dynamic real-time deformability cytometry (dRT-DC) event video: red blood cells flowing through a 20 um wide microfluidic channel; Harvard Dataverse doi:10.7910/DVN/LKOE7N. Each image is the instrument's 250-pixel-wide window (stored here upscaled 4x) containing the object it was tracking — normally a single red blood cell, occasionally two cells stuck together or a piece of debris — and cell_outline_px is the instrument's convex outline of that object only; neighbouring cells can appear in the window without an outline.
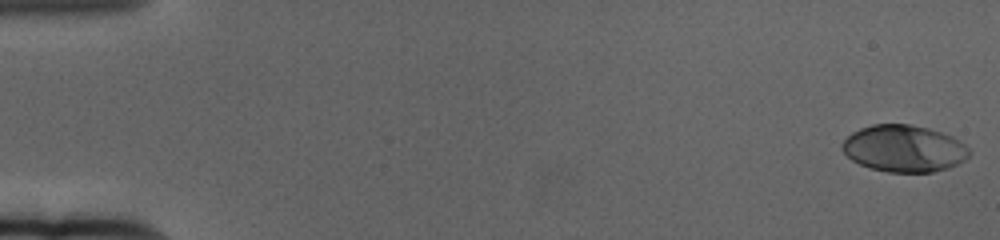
{"species": "human", "species_latin": "Homo sapiens", "temperature_condition": "cold", "stored_images_in_passage": 61, "camera_frame_rate_fps": 3000, "um_per_image_px": 0.085, "donor": {"sex": "female"}, "frame": {"image": 1, "passage_image": 1, "time_ms": 0.0, "image_size_px": [1000, 240], "cell_outline_px": [[972, 152], [964, 160], [948, 168], [932, 172], [888, 172], [872, 168], [860, 164], [852, 160], [840, 148], [840, 144], [852, 132], [860, 128], [872, 124], [908, 124], [928, 128], [952, 136], [964, 144]], "centroid_in_image_um": [76.82, 12.62], "position_along_channel_um": 8.2, "area_um2": 34.62}}
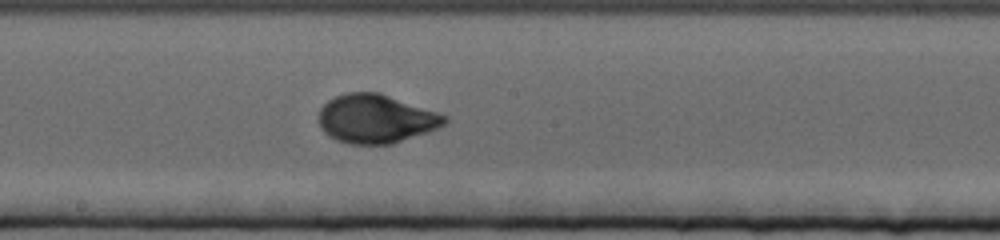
{"frame": {"image": 2, "passage_image": 34, "time_ms": 11.0, "image_size_px": [1000, 240], "cell_outline_px": [[448, 120], [444, 124], [428, 132], [392, 144], [348, 144], [336, 140], [328, 136], [320, 128], [320, 108], [328, 100], [336, 96], [348, 92], [380, 92], [448, 116]], "centroid_in_image_um": [31.94, 10.1], "position_along_channel_um": 216.3, "area_um2": 35.72}}
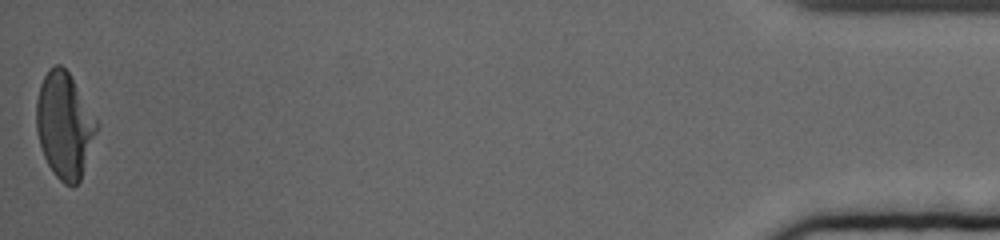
{"frame": {"image": 3, "passage_image": 61, "time_ms": 20.0, "image_size_px": [1000, 240], "cell_outline_px": [[100, 124], [80, 180], [72, 188], [64, 184], [52, 172], [44, 156], [36, 132], [36, 100], [40, 84], [48, 68], [56, 64], [60, 64], [68, 72]], "centroid_in_image_um": [5.48, 10.66], "position_along_channel_um": 429.7, "area_um2": 37.28}, "authors_computed_cell_mechanics": {"area_um2": 35.0846, "velocity_mm_per_s": 3.3436, "shape_relaxation_time_tau1_ms": 3.7256, "shape_relaxation_time_tau2_ms": null, "deformation_change_tau1": 0.1867, "deformation_change_tau2": null}}